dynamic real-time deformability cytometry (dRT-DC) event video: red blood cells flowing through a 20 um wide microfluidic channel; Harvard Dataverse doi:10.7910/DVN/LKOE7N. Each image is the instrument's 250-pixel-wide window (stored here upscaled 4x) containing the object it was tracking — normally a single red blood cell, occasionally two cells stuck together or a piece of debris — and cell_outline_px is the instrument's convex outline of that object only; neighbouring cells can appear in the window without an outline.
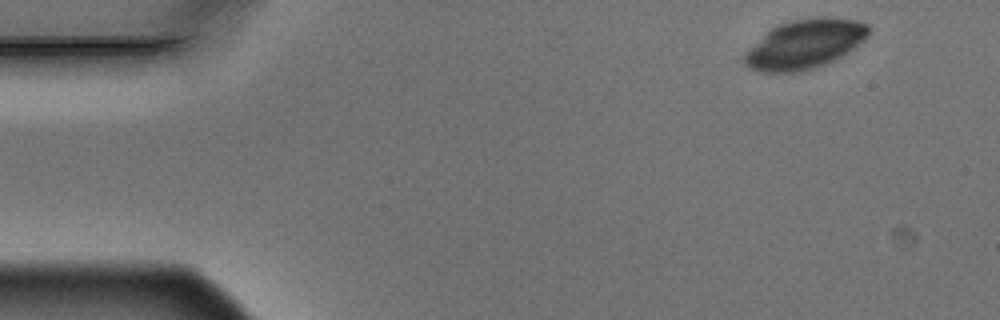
{"species": "Egyptian fruit bat (a non-hibernating species)", "species_latin": "Rousettus aegyptiacus", "temperature_condition": "warm", "stored_images_in_passage": 3, "segment_of_instrument_passage": [2, 2], "camera_frame_rate_fps": 3000, "um_per_image_px": 0.085, "animal": {"sex": "male"}, "frame": {"image": 1, "passage_image": 3, "time_ms": 0.667, "image_size_px": [1000, 320], "cell_outline_px": [[868, 36], [864, 40], [848, 52], [824, 64], [800, 72], [760, 72], [748, 68], [744, 64], [744, 52], [748, 48], [772, 28], [780, 24], [792, 20], [820, 16], [824, 16], [860, 20], [868, 24]], "centroid_in_image_um": [68.4, 3.74], "position_along_channel_um": 16.6, "area_um2": 35.55}}